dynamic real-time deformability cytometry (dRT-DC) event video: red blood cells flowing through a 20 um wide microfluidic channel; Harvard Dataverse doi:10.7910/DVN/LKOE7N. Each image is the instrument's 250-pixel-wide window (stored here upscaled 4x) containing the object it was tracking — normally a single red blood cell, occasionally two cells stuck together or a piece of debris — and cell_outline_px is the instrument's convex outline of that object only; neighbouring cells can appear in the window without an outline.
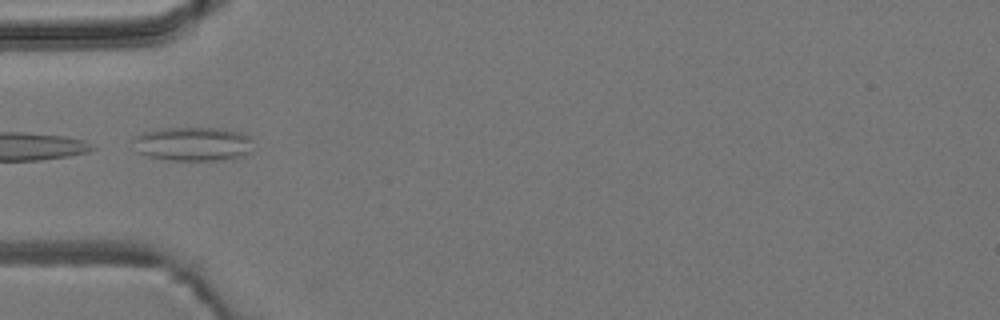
{"species": "common noctule bat (a hibernating species)", "species_latin": "Nyctalus noctula", "temperature_condition": "room temperature", "stored_images_in_passage": 3, "camera_frame_rate_fps": 3000, "um_per_image_px": 0.085, "animal": {"sex": "male", "body_mass_g": 19.2, "forearm_length_mm": 51.8}, "frame": {"image": 1, "passage_image": 3, "time_ms": 2.333, "image_size_px": [1000, 320], "cell_outline_px": [[252, 136], [248, 152], [232, 160], [172, 160], [148, 156], [136, 152], [132, 140], [132, 136], [140, 132], [164, 128], [220, 128], [240, 132]], "centroid_in_image_um": [16.34, 12.22], "position_along_channel_um": 68.7, "area_um2": 24.04}}